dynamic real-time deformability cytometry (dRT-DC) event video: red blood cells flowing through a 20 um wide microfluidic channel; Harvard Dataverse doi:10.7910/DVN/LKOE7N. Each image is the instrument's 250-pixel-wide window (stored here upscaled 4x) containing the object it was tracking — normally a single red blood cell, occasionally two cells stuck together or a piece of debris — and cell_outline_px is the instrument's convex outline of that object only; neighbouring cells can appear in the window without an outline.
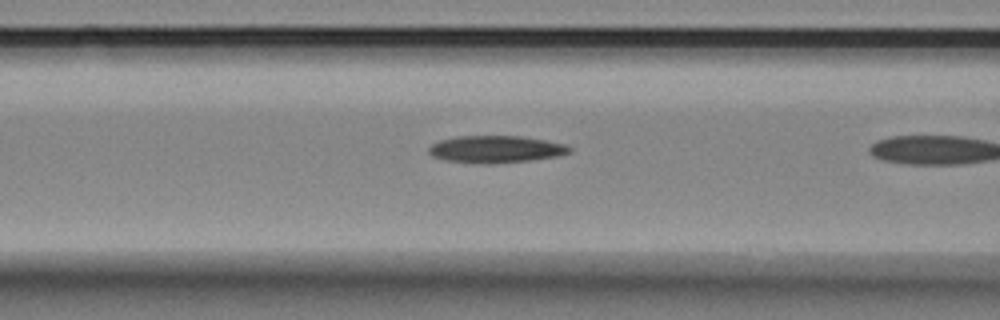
{"species": "Egyptian fruit bat (a non-hibernating species)", "species_latin": "Rousettus aegyptiacus", "temperature_condition": "room temperature", "stored_images_in_passage": 19, "camera_frame_rate_fps": 3000, "um_per_image_px": 0.085, "animal": {"sex": "female"}, "frame": {"image": 1, "passage_image": 18, "time_ms": 5.667, "image_size_px": [1000, 320], "cell_outline_px": [[572, 152], [556, 156], [532, 160], [492, 164], [484, 164], [444, 160], [432, 156], [428, 152], [428, 148], [432, 144], [440, 140], [460, 136], [520, 136], [544, 140], [564, 144], [572, 148]], "centroid_in_image_um": [42.13, 12.69], "position_along_channel_um": 124.5, "area_um2": 22.25}}